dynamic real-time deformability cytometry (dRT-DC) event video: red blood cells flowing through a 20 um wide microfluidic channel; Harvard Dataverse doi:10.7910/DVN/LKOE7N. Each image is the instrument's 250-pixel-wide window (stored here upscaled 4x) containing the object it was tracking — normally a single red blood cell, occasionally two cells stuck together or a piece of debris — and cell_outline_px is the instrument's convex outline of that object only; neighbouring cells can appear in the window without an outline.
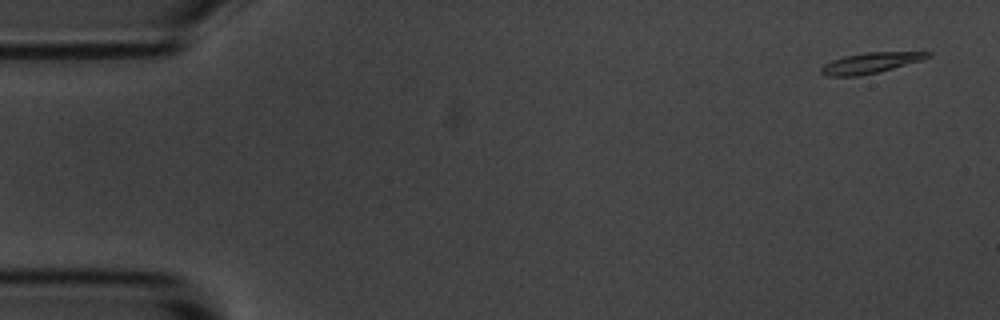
{"species": "common noctule bat (a hibernating species)", "species_latin": "Nyctalus noctula", "temperature_condition": "room temperature", "stored_images_in_passage": 5, "camera_frame_rate_fps": 3000, "um_per_image_px": 0.085, "animal": {"sex": "male", "body_mass_g": 20.1, "forearm_length_mm": 53.5}, "frame": {"image": 1, "passage_image": 1, "time_ms": 0.0, "image_size_px": [1000, 320], "cell_outline_px": [[932, 56], [920, 60], [880, 72], [860, 76], [828, 76], [820, 72], [820, 68], [824, 64], [832, 60], [844, 56], [864, 52], [932, 52]], "centroid_in_image_um": [73.96, 5.35], "position_along_channel_um": 11.0, "area_um2": 12.77}}
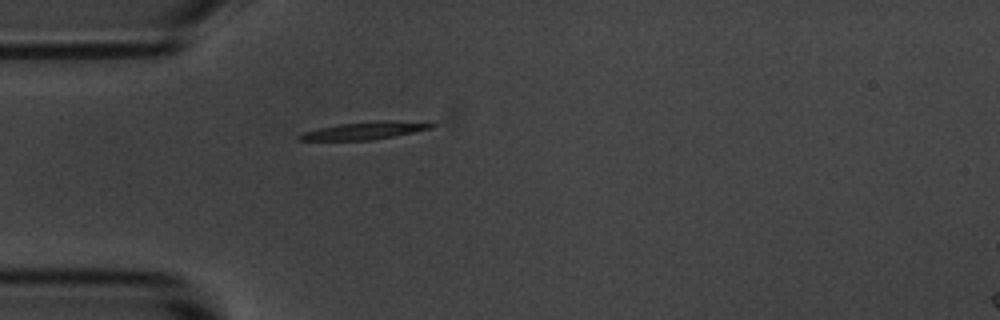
{"frame": {"image": 2, "passage_image": 5, "time_ms": 4.333, "image_size_px": [1000, 320], "cell_outline_px": [[436, 124], [432, 128], [372, 140], [300, 140], [296, 136], [304, 132], [320, 128], [340, 124], [384, 120], [388, 120]], "centroid_in_image_um": [30.95, 11.1], "position_along_channel_um": 54.1, "area_um2": 13.01}}